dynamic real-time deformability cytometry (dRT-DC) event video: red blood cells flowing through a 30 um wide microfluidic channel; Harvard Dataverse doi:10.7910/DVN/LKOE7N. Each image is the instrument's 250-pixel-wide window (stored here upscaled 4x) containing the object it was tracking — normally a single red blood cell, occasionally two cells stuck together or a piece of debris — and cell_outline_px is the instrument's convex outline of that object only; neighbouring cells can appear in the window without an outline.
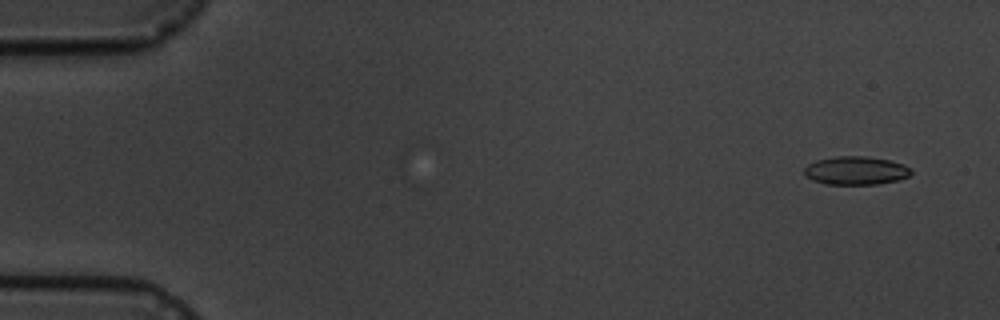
{"species": "common noctule bat (a hibernating species)", "species_latin": "Nyctalus noctula", "temperature_condition": "cold", "stored_images_in_passage": 5, "camera_frame_rate_fps": 3000, "um_per_image_px": 0.085, "animal": {"sex": "male", "body_mass_g": 19.5, "forearm_length_mm": 54.6}, "frame": {"image": 1, "passage_image": 1, "time_ms": 0.0, "image_size_px": [1000, 320], "cell_outline_px": [[912, 172], [908, 176], [896, 180], [880, 184], [824, 184], [812, 180], [804, 176], [804, 168], [808, 164], [816, 160], [836, 156], [868, 156], [888, 160], [904, 164]], "centroid_in_image_um": [72.7, 14.5], "position_along_channel_um": 12.3, "area_um2": 17.69}}
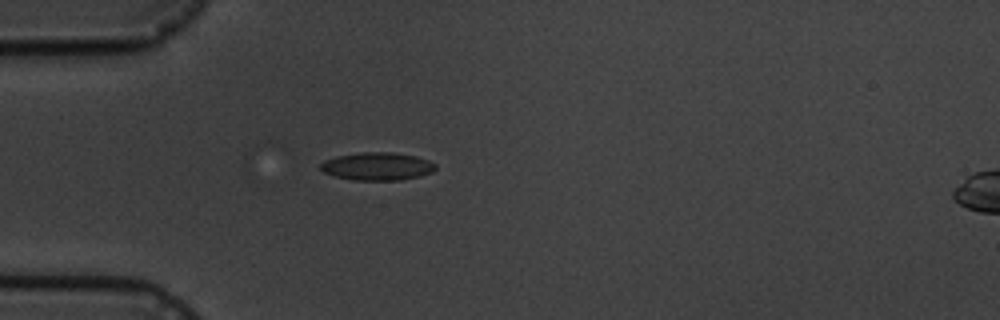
{"frame": {"image": 2, "passage_image": 5, "time_ms": 4.333, "image_size_px": [1000, 320], "cell_outline_px": [[436, 168], [432, 172], [420, 176], [400, 180], [352, 180], [336, 176], [324, 172], [320, 168], [320, 164], [324, 160], [336, 156], [360, 152], [392, 152], [416, 156], [428, 160], [436, 164]], "centroid_in_image_um": [32.07, 14.13], "position_along_channel_um": 52.9, "area_um2": 18.73}}